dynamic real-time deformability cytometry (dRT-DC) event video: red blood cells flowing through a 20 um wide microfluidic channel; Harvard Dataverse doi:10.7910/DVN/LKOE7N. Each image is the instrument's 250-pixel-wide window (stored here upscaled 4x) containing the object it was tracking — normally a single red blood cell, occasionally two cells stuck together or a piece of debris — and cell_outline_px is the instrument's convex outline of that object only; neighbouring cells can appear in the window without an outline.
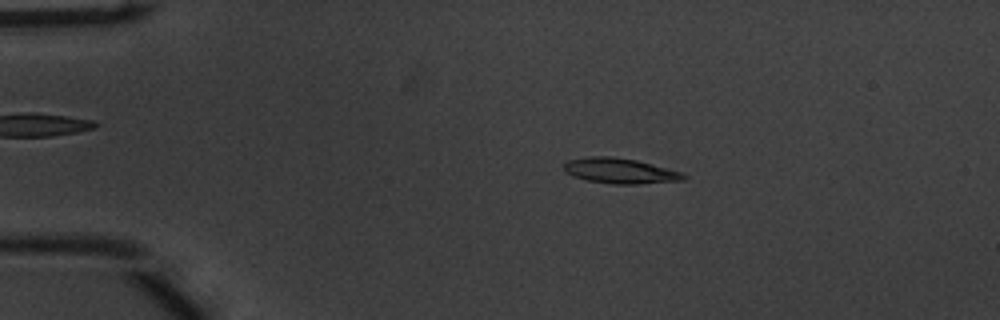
{"species": "common noctule bat (a hibernating species)", "species_latin": "Nyctalus noctula", "temperature_condition": "warm", "stored_images_in_passage": 53, "camera_frame_rate_fps": 3000, "um_per_image_px": 0.085, "animal": {"sex": "male", "body_mass_g": 20.1, "forearm_length_mm": 53.5}, "frame": {"image": 1, "passage_image": 10, "time_ms": 3.0, "image_size_px": [1000, 320], "cell_outline_px": [[688, 176], [684, 180], [640, 184], [612, 184], [588, 180], [572, 176], [564, 172], [564, 164], [568, 160], [588, 156], [612, 156], [636, 160], [680, 172]], "centroid_in_image_um": [52.67, 14.52], "position_along_channel_um": 32.3, "area_um2": 17.63}}
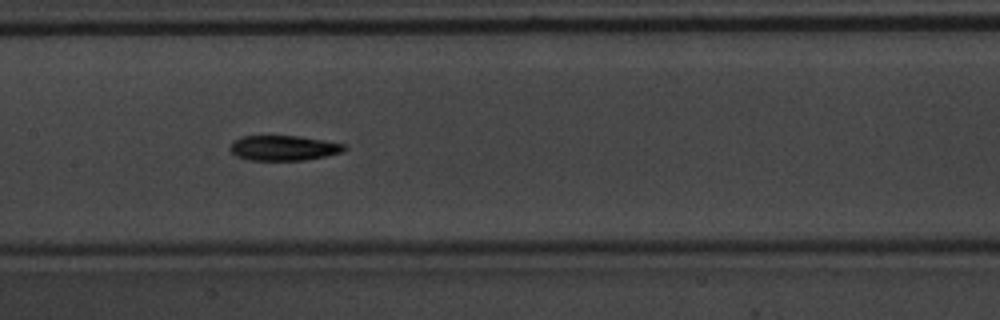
{"frame": {"image": 2, "passage_image": 26, "time_ms": 8.333, "image_size_px": [1000, 320], "cell_outline_px": [[348, 148], [344, 152], [304, 160], [248, 160], [236, 156], [228, 148], [232, 140], [240, 136], [300, 136], [324, 140], [344, 144]], "centroid_in_image_um": [24.08, 12.57], "position_along_channel_um": 183.3, "area_um2": 16.88}}
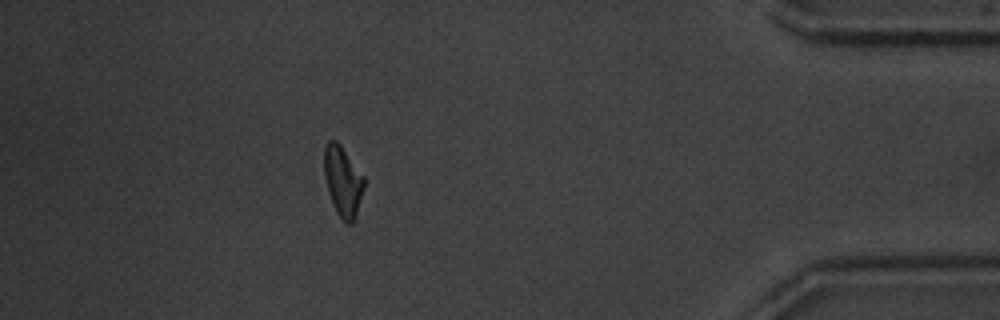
{"frame": {"image": 3, "passage_image": 47, "time_ms": 15.333, "image_size_px": [1000, 320], "cell_outline_px": [[364, 188], [352, 224], [348, 224], [336, 212], [332, 204], [328, 192], [324, 176], [324, 148], [328, 140], [336, 140], [340, 144], [364, 176]], "centroid_in_image_um": [29.12, 15.37], "position_along_channel_um": 406.1, "area_um2": 16.18}, "authors_computed_cell_mechanics": {"area_um2": 16.7042, "velocity_mm_per_s": 3.8057, "shape_relaxation_time_tau1_ms": 2.8775, "shape_relaxation_time_tau2_ms": null, "deformation_change_tau1": 0.1568, "deformation_change_tau2": null}}